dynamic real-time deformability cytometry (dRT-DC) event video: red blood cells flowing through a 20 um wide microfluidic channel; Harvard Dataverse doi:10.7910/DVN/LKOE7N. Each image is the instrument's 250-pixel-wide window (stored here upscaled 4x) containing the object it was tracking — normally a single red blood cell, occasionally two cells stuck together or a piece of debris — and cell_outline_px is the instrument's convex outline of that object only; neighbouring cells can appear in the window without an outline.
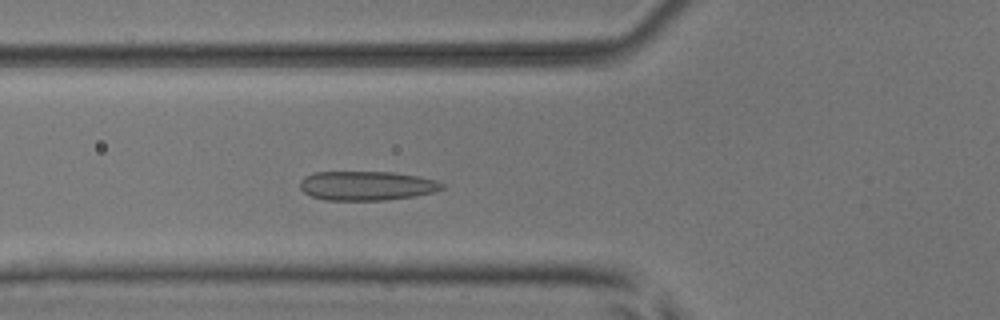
{"species": "common noctule bat (a hibernating species)", "species_latin": "Nyctalus noctula", "temperature_condition": "room temperature", "stored_images_in_passage": 50, "camera_frame_rate_fps": 3000, "um_per_image_px": 0.085, "animal": {"sex": "male", "body_mass_g": 17.9, "forearm_length_mm": 54.2}, "frame": {"image": 1, "passage_image": 17, "time_ms": 5.333, "image_size_px": [1000, 320], "cell_outline_px": [[444, 188], [436, 192], [416, 196], [384, 200], [324, 200], [312, 196], [304, 192], [300, 188], [300, 180], [304, 176], [312, 172], [392, 172], [420, 176], [436, 180], [444, 184]], "centroid_in_image_um": [31.18, 15.78], "position_along_channel_um": 94.6, "area_um2": 24.45}}
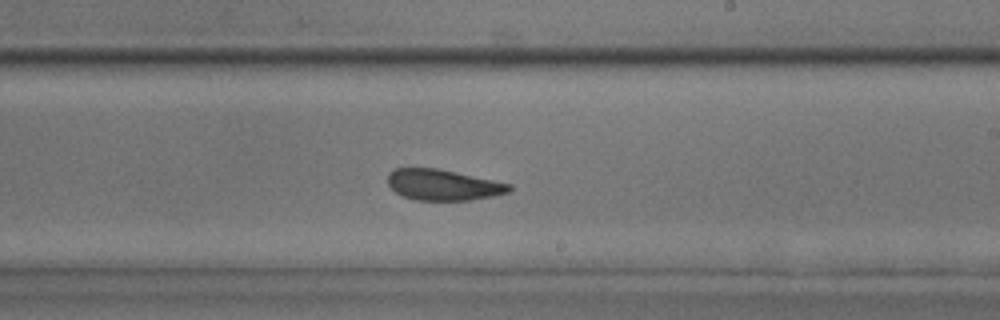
{"frame": {"image": 2, "passage_image": 29, "time_ms": 9.333, "image_size_px": [1000, 320], "cell_outline_px": [[512, 192], [492, 196], [468, 200], [416, 200], [404, 196], [396, 192], [388, 184], [388, 172], [396, 168], [436, 168], [456, 172], [512, 184]], "centroid_in_image_um": [37.68, 15.71], "position_along_channel_um": 251.3, "area_um2": 21.79}}
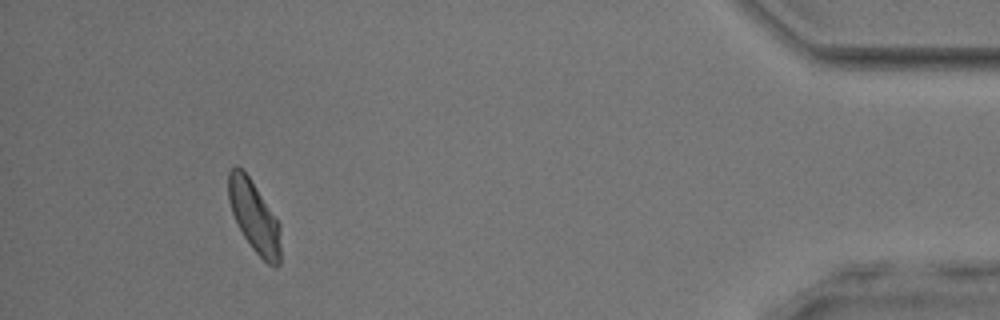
{"frame": {"image": 3, "passage_image": 46, "time_ms": 15.0, "image_size_px": [1000, 320], "cell_outline_px": [[280, 264], [276, 268], [268, 264], [252, 248], [244, 236], [232, 212], [228, 200], [228, 172], [236, 164], [248, 176], [280, 224]], "centroid_in_image_um": [21.61, 18.43], "position_along_channel_um": 413.6, "area_um2": 21.33}, "authors_computed_cell_mechanics": {"area_um2": 22.9755, "velocity_mm_per_s": 3.941, "shape_relaxation_time_tau1_ms": 4.2289, "shape_relaxation_time_tau2_ms": 1.2069, "deformation_change_tau1": 0.1061, "deformation_change_tau2": 0.0753}}